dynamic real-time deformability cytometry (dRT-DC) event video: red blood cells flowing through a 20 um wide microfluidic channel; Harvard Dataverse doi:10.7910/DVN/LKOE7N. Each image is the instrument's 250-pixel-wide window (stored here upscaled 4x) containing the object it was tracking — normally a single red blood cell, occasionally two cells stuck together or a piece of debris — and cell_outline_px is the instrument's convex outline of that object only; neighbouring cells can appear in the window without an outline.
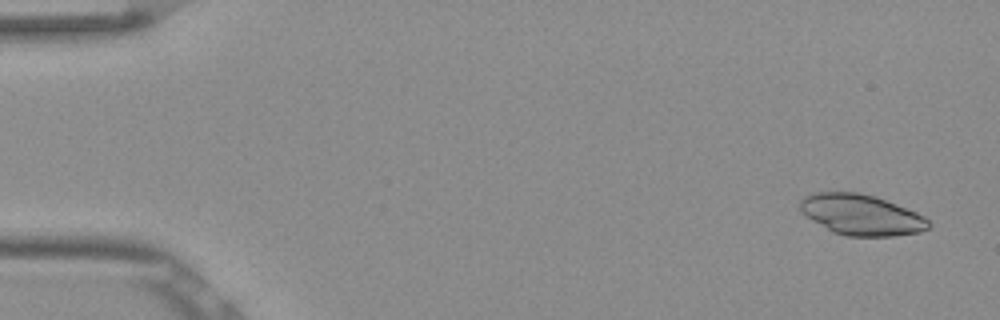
{"species": "Egyptian fruit bat (a non-hibernating species)", "species_latin": "Rousettus aegyptiacus", "temperature_condition": "room temperature", "stored_images_in_passage": 17, "camera_frame_rate_fps": 3000, "um_per_image_px": 0.085, "frame": {"image": 1, "passage_image": 3, "time_ms": 0.667, "image_size_px": [1000, 320], "cell_outline_px": [[932, 224], [928, 228], [920, 232], [892, 236], [848, 236], [832, 232], [812, 220], [800, 212], [800, 200], [804, 196], [812, 192], [856, 192], [876, 196], [916, 212], [924, 216]], "centroid_in_image_um": [73.19, 18.25], "position_along_channel_um": 11.8, "area_um2": 30.58}}
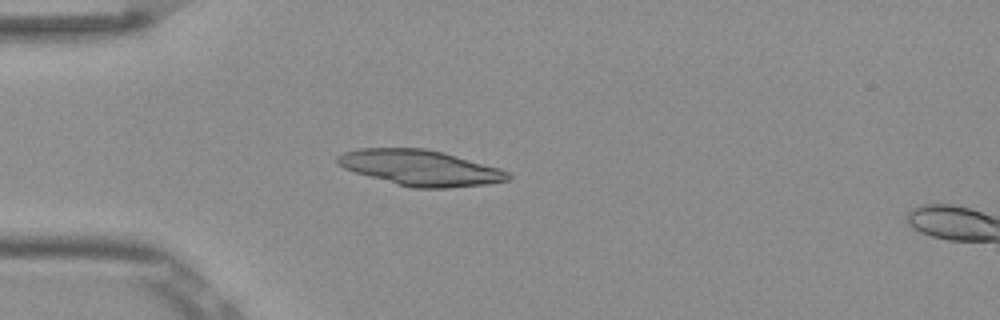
{"frame": {"image": 2, "passage_image": 15, "time_ms": 4.667, "image_size_px": [1000, 320], "cell_outline_px": [[512, 176], [508, 180], [488, 184], [448, 188], [412, 188], [396, 184], [356, 172], [344, 168], [336, 164], [336, 156], [344, 152], [360, 148], [424, 148], [444, 152], [500, 168], [508, 172]], "centroid_in_image_um": [35.73, 14.26], "position_along_channel_um": 49.3, "area_um2": 35.43}}